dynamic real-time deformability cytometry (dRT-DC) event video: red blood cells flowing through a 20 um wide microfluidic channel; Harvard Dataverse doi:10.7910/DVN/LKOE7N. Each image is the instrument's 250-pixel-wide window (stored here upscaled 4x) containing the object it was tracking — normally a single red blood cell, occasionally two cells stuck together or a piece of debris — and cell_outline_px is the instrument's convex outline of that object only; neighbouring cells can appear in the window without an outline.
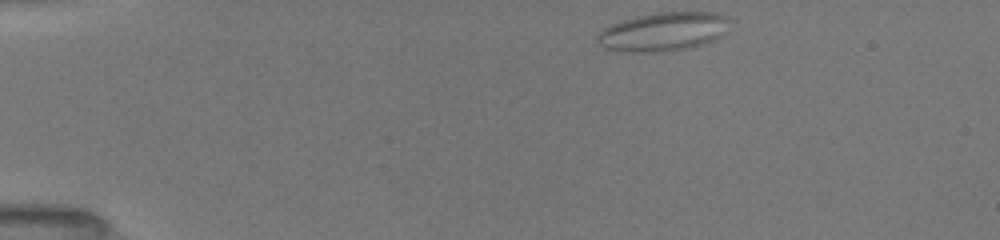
{"species": "common noctule bat (a hibernating species)", "species_latin": "Nyctalus noctula", "temperature_condition": "room temperature", "stored_images_in_passage": 34, "camera_frame_rate_fps": 3000, "um_per_image_px": 0.085, "animal": {"sex": "female", "body_mass_g": 19.5, "forearm_length_mm": 54.1}, "frame": {"image": 1, "passage_image": 1, "time_ms": 0.0, "image_size_px": [1000, 240], "cell_outline_px": [[728, 20], [724, 32], [716, 40], [688, 48], [656, 52], [620, 52], [604, 48], [596, 40], [596, 36], [604, 28], [612, 24], [624, 20], [656, 12], [716, 12], [728, 16]], "centroid_in_image_um": [56.36, 2.7], "position_along_channel_um": 28.6, "area_um2": 29.77}}
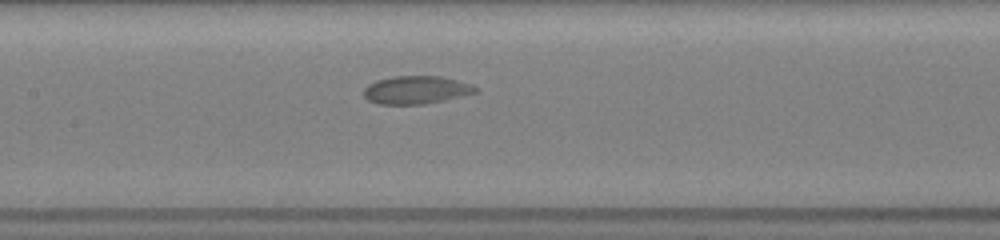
{"frame": {"image": 2, "passage_image": 13, "time_ms": 5.667, "image_size_px": [1000, 240], "cell_outline_px": [[480, 88], [476, 92], [444, 100], [424, 104], [380, 104], [368, 100], [364, 96], [364, 88], [368, 84], [376, 80], [392, 76], [440, 76], [472, 84]], "centroid_in_image_um": [35.36, 7.63], "position_along_channel_um": 172.0, "area_um2": 18.21}}
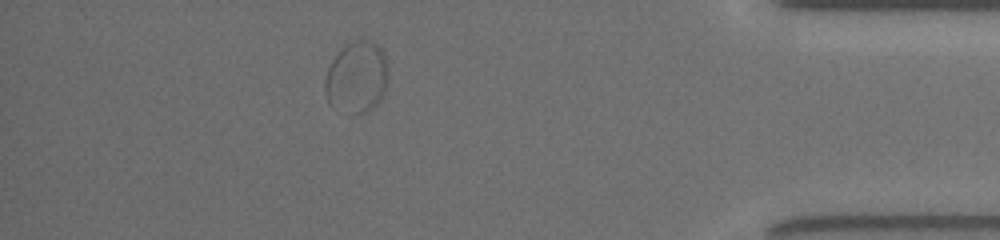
{"frame": {"image": 3, "passage_image": 30, "time_ms": 12.667, "image_size_px": [1000, 240], "cell_outline_px": [[388, 80], [384, 92], [380, 100], [368, 112], [352, 116], [328, 100], [324, 92], [324, 84], [328, 68], [332, 60], [340, 48], [356, 40], [364, 40], [380, 44], [384, 52], [388, 64]], "centroid_in_image_um": [30.36, 6.56], "position_along_channel_um": 404.8, "area_um2": 26.65}}